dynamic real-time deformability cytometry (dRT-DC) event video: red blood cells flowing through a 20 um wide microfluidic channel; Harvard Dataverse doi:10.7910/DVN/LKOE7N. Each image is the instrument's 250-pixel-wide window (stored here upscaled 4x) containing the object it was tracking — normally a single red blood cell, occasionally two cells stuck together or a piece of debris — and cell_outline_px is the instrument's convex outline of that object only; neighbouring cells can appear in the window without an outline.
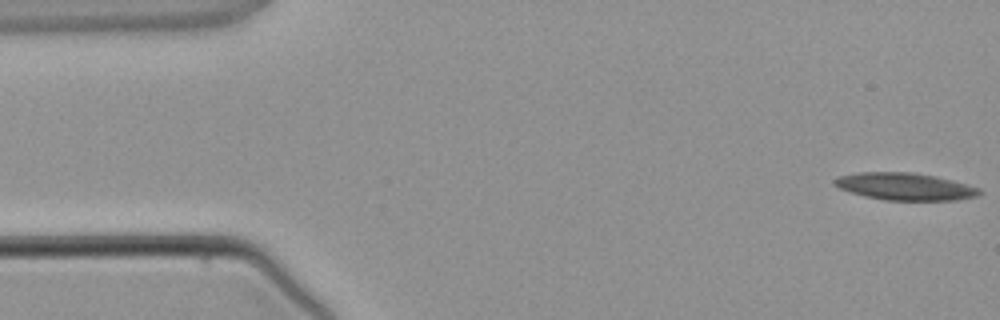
{"species": "common noctule bat (a hibernating species)", "species_latin": "Nyctalus noctula", "temperature_condition": "warm", "stored_images_in_passage": 5, "camera_frame_rate_fps": 3000, "um_per_image_px": 0.085, "animal": {"sex": "male", "body_mass_g": 21.5, "forearm_length_mm": 52.0}, "frame": {"image": 1, "passage_image": 1, "time_ms": 0.0, "image_size_px": [1000, 320], "cell_outline_px": [[984, 192], [976, 196], [956, 200], [884, 200], [864, 196], [840, 188], [832, 184], [832, 180], [840, 176], [860, 172], [912, 172], [936, 176], [952, 180], [980, 188]], "centroid_in_image_um": [76.94, 15.85], "position_along_channel_um": 8.1, "area_um2": 23.0}}
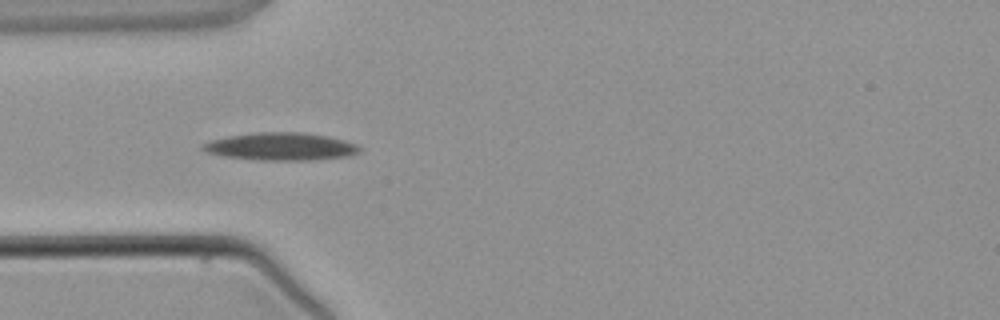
{"frame": {"image": 2, "passage_image": 4, "time_ms": 4.0, "image_size_px": [1000, 320], "cell_outline_px": [[364, 148], [360, 152], [352, 156], [316, 160], [260, 160], [220, 156], [208, 152], [200, 148], [200, 144], [208, 140], [228, 136], [260, 132], [300, 132], [324, 136], [344, 140]], "centroid_in_image_um": [23.86, 12.47], "position_along_channel_um": 61.1, "area_um2": 25.49}}